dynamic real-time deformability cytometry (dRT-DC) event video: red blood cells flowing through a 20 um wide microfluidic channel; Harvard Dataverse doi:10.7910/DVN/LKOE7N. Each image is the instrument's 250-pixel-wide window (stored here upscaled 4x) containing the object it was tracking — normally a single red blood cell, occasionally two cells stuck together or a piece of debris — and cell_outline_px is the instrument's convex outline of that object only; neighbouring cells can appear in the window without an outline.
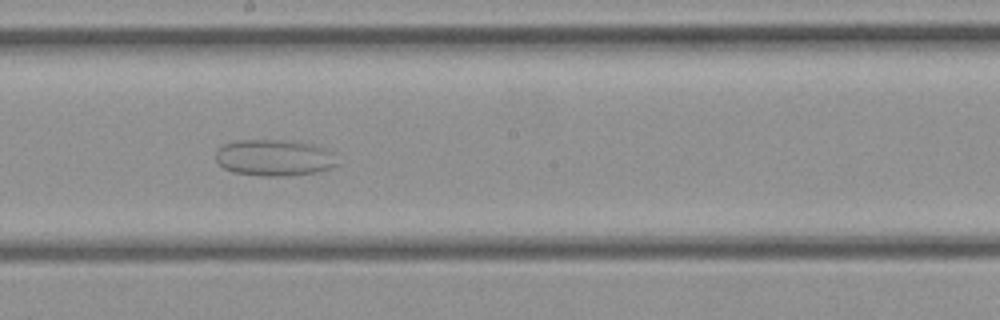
{"species": "common noctule bat (a hibernating species)", "species_latin": "Nyctalus noctula", "temperature_condition": "cold", "stored_images_in_passage": 28, "camera_frame_rate_fps": 3000, "um_per_image_px": 0.085, "animal": {"sex": "female", "body_mass_g": 21.9}, "frame": {"image": 1, "passage_image": 12, "time_ms": 3.667, "image_size_px": [1000, 320], "cell_outline_px": [[340, 164], [332, 168], [316, 172], [288, 176], [264, 176], [232, 172], [216, 164], [216, 152], [224, 144], [240, 140], [292, 140], [312, 144], [332, 152]], "centroid_in_image_um": [23.32, 13.41], "position_along_channel_um": 224.9, "area_um2": 26.01}}
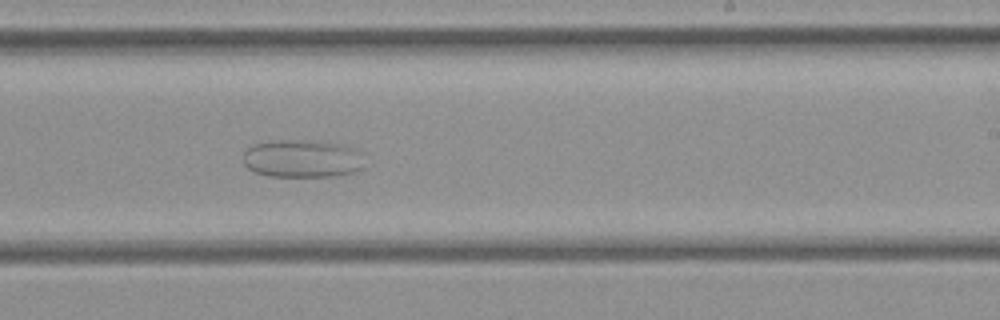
{"frame": {"image": 2, "passage_image": 14, "time_ms": 4.333, "image_size_px": [1000, 320], "cell_outline_px": [[364, 168], [340, 176], [268, 176], [256, 172], [248, 168], [244, 164], [244, 152], [252, 144], [268, 140], [316, 140], [340, 144], [356, 148], [360, 152]], "centroid_in_image_um": [25.69, 13.47], "position_along_channel_um": 263.3, "area_um2": 27.11}}